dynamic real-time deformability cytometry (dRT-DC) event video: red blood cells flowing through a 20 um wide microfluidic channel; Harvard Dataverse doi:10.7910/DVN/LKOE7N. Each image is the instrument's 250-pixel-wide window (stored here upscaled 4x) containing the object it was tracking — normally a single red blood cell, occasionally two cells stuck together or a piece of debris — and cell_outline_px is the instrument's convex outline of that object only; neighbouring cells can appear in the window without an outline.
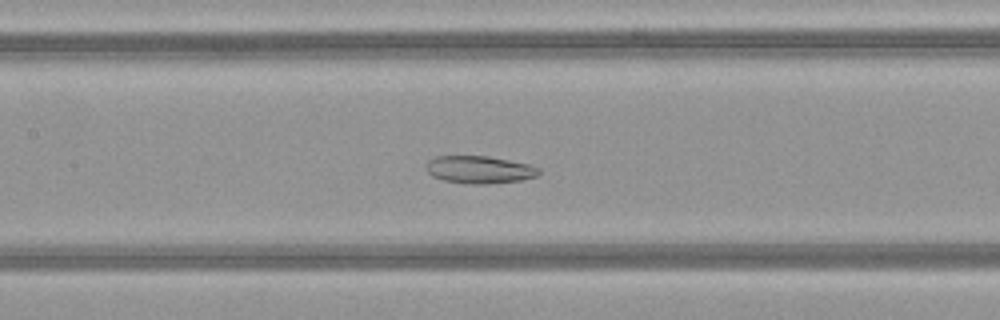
{"species": "common noctule bat (a hibernating species)", "species_latin": "Nyctalus noctula", "temperature_condition": "warm", "stored_images_in_passage": 50, "camera_frame_rate_fps": 3000, "um_per_image_px": 0.085, "animal": {"sex": "female", "body_mass_g": 21.9}, "frame": {"image": 1, "passage_image": 24, "time_ms": 7.667, "image_size_px": [1000, 320], "cell_outline_px": [[540, 172], [536, 176], [520, 180], [488, 184], [464, 184], [444, 180], [432, 176], [424, 168], [424, 164], [428, 160], [436, 156], [488, 156], [528, 164], [540, 168]], "centroid_in_image_um": [40.7, 14.42], "position_along_channel_um": 166.7, "area_um2": 18.21}}
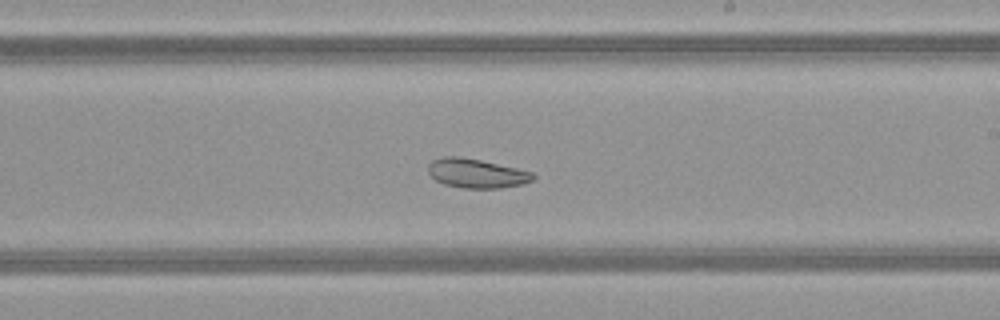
{"frame": {"image": 2, "passage_image": 30, "time_ms": 9.667, "image_size_px": [1000, 320], "cell_outline_px": [[536, 176], [532, 180], [524, 184], [500, 188], [464, 188], [444, 184], [436, 180], [428, 172], [428, 164], [432, 160], [440, 156], [460, 156], [480, 160], [516, 168], [532, 172]], "centroid_in_image_um": [40.48, 14.73], "position_along_channel_um": 248.5, "area_um2": 17.86}}
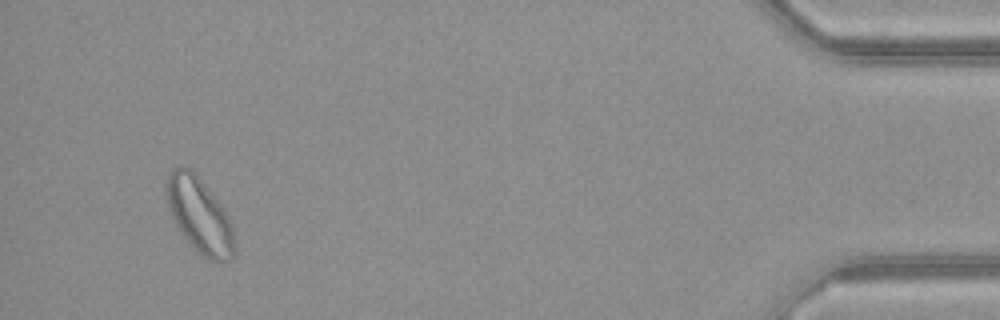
{"frame": {"image": 3, "passage_image": 48, "time_ms": 15.667, "image_size_px": [1000, 320], "cell_outline_px": [[236, 252], [228, 260], [216, 264], [200, 256], [176, 228], [168, 204], [164, 184], [168, 172], [172, 168], [184, 164], [192, 168], [200, 176], [224, 208], [232, 224], [236, 244]], "centroid_in_image_um": [16.96, 18.28], "position_along_channel_um": 418.2, "area_um2": 31.1}, "authors_computed_cell_mechanics": {"area_um2": 26.1834, "velocity_mm_per_s": 4.1008, "shape_relaxation_time_tau1_ms": null, "shape_relaxation_time_tau2_ms": 6.9582, "deformation_change_tau1": null, "deformation_change_tau2": 0.1519}}